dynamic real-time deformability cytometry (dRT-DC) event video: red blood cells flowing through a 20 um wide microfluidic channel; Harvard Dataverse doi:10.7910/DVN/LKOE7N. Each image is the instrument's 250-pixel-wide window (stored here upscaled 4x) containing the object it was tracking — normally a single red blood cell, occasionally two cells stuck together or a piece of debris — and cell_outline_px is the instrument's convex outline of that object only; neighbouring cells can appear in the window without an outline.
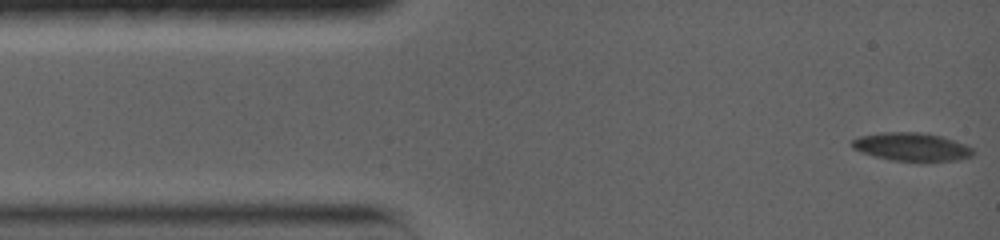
{"species": "common noctule bat (a hibernating species)", "species_latin": "Nyctalus noctula", "temperature_condition": "warm", "stored_images_in_passage": 46, "camera_frame_rate_fps": 5000, "um_per_image_px": 0.085, "animal": {"sex": "female", "body_mass_g": 19.0, "forearm_length_mm": 56.7}, "frame": {"image": 1, "passage_image": 1, "time_ms": 0.0, "image_size_px": [1000, 240], "cell_outline_px": [[976, 152], [972, 156], [960, 160], [928, 164], [892, 160], [860, 152], [852, 148], [852, 140], [860, 136], [880, 132], [924, 132], [940, 136], [964, 144], [972, 148]], "centroid_in_image_um": [77.55, 12.52], "position_along_channel_um": 7.5, "area_um2": 20.63}}
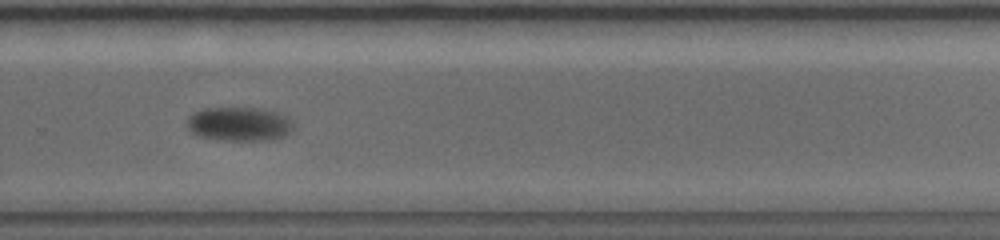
{"frame": {"image": 2, "passage_image": 31, "time_ms": 10.6, "image_size_px": [1000, 240], "cell_outline_px": [[292, 128], [284, 136], [268, 140], [224, 140], [200, 136], [192, 132], [184, 124], [188, 116], [204, 108], [264, 108], [288, 116], [292, 120]], "centroid_in_image_um": [20.32, 10.53], "position_along_channel_um": 309.5, "area_um2": 21.1}}
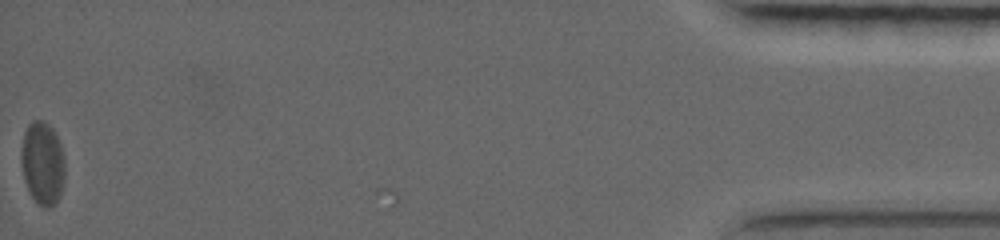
{"frame": {"image": 3, "passage_image": 46, "time_ms": 18.0, "image_size_px": [1000, 240], "cell_outline_px": [[64, 180], [60, 196], [48, 208], [44, 208], [28, 192], [24, 180], [20, 164], [20, 152], [24, 132], [28, 124], [32, 120], [44, 120], [52, 128], [60, 144], [64, 156]], "centroid_in_image_um": [3.59, 13.84], "position_along_channel_um": 431.6, "area_um2": 21.33}, "authors_computed_cell_mechanics": {"area_um2": 20.7502, "velocity_mm_per_s": 3.5707, "shape_relaxation_time_tau1_ms": 5.2179, "shape_relaxation_time_tau2_ms": null, "deformation_change_tau1": 0.1691, "deformation_change_tau2": null}}